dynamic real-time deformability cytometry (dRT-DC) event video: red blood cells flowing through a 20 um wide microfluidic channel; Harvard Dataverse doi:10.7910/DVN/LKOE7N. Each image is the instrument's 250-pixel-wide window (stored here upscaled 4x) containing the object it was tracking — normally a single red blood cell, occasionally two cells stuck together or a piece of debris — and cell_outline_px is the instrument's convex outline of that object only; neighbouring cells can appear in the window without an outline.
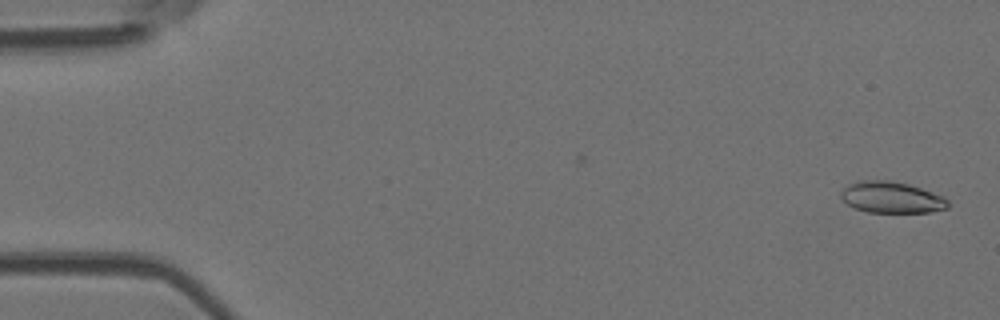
{"species": "Egyptian fruit bat (a non-hibernating species)", "species_latin": "Rousettus aegyptiacus", "temperature_condition": "room temperature", "stored_images_in_passage": 15, "camera_frame_rate_fps": 3000, "um_per_image_px": 0.085, "animal": {"sex": "female"}, "frame": {"image": 1, "passage_image": 1, "time_ms": 0.0, "image_size_px": [1000, 320], "cell_outline_px": [[948, 208], [928, 212], [868, 212], [856, 208], [848, 204], [840, 196], [840, 192], [848, 184], [856, 180], [892, 180], [908, 184], [944, 196], [948, 200]], "centroid_in_image_um": [75.77, 16.76], "position_along_channel_um": 9.2, "area_um2": 19.54}}
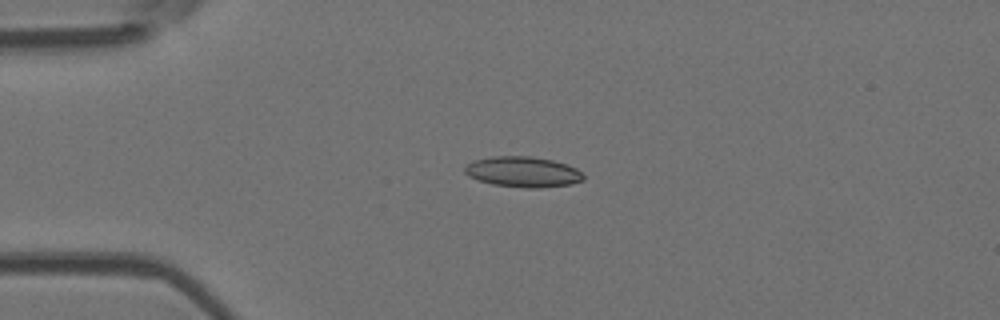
{"frame": {"image": 2, "passage_image": 12, "time_ms": 3.667, "image_size_px": [1000, 320], "cell_outline_px": [[584, 180], [572, 184], [540, 188], [524, 188], [492, 184], [468, 176], [464, 172], [464, 168], [472, 160], [492, 156], [532, 156], [552, 160], [568, 164], [576, 168], [584, 176]], "centroid_in_image_um": [44.46, 14.61], "position_along_channel_um": 40.5, "area_um2": 21.27}}